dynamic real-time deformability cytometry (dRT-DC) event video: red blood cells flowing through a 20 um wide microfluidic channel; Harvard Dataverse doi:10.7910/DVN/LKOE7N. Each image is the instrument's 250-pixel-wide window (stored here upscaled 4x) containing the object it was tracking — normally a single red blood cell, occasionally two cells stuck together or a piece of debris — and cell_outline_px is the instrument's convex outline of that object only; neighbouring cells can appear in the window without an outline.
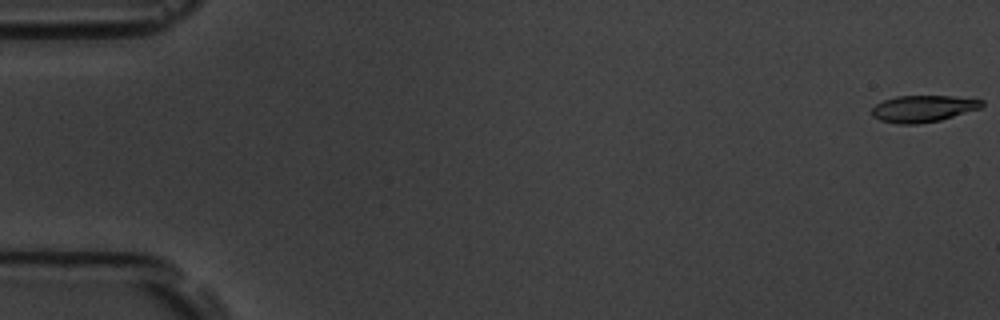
{"species": "common noctule bat (a hibernating species)", "species_latin": "Nyctalus noctula", "temperature_condition": "room temperature", "stored_images_in_passage": 6, "camera_frame_rate_fps": 3000, "um_per_image_px": 0.085, "animal": {"sex": "male", "body_mass_g": 19.5, "forearm_length_mm": 54.6}, "frame": {"image": 1, "passage_image": 1, "time_ms": 0.0, "image_size_px": [1000, 320], "cell_outline_px": [[984, 104], [980, 108], [940, 120], [916, 124], [896, 124], [880, 120], [872, 116], [872, 108], [876, 104], [884, 100], [896, 96], [952, 96], [984, 100]], "centroid_in_image_um": [78.45, 9.23], "position_along_channel_um": 6.6, "area_um2": 17.05}}
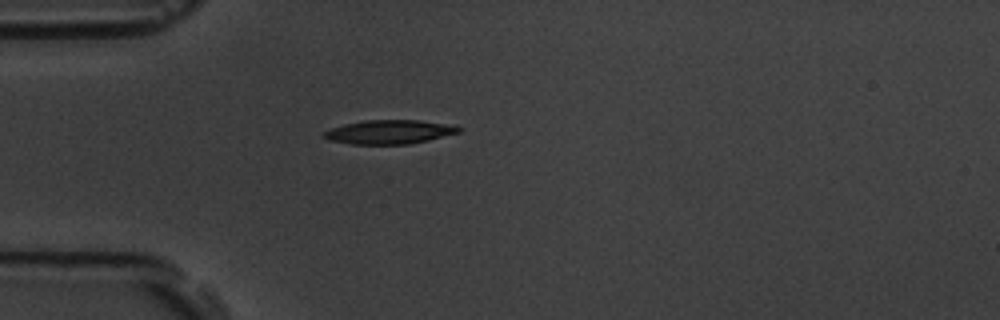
{"frame": {"image": 2, "passage_image": 5, "time_ms": 5.333, "image_size_px": [1000, 320], "cell_outline_px": [[464, 128], [460, 132], [428, 140], [408, 144], [352, 144], [328, 140], [320, 136], [324, 132], [332, 128], [344, 124], [364, 120], [420, 120], [456, 124]], "centroid_in_image_um": [33.14, 11.2], "position_along_channel_um": 51.9, "area_um2": 19.07}}